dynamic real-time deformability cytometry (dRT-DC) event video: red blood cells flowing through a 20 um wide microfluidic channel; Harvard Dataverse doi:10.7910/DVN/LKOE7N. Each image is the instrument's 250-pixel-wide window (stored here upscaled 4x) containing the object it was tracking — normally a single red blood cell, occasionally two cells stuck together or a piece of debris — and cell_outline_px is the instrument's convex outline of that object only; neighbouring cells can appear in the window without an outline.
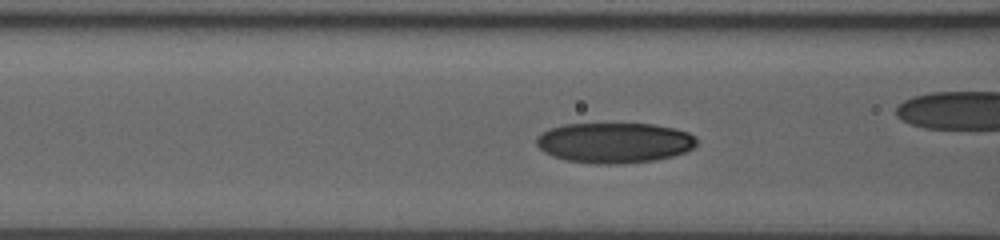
{"species": "human", "species_latin": "Homo sapiens", "temperature_condition": "room temperature", "stored_images_in_passage": 35, "camera_frame_rate_fps": 3000, "um_per_image_px": 0.085, "donor": {"sex": "male"}, "frame": {"image": 1, "passage_image": 11, "time_ms": 3.333, "image_size_px": [1000, 240], "cell_outline_px": [[696, 144], [692, 148], [684, 152], [672, 156], [656, 160], [620, 164], [592, 164], [568, 160], [552, 156], [544, 152], [536, 144], [536, 136], [540, 132], [548, 128], [564, 124], [652, 124], [676, 128], [688, 132], [696, 136]], "centroid_in_image_um": [52.2, 12.13], "position_along_channel_um": 114.4, "area_um2": 37.97}}
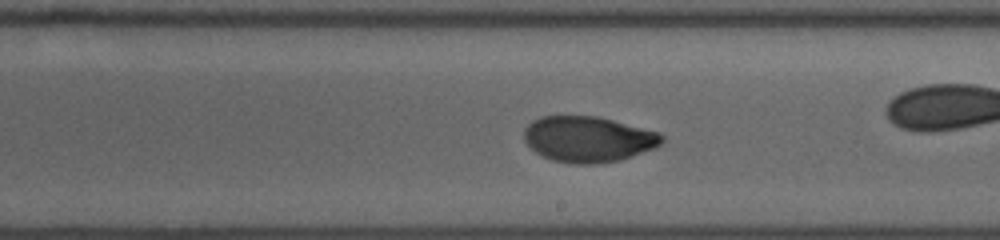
{"frame": {"image": 2, "passage_image": 20, "time_ms": 6.333, "image_size_px": [1000, 240], "cell_outline_px": [[664, 140], [656, 148], [620, 160], [600, 164], [572, 164], [552, 160], [540, 156], [524, 140], [524, 128], [532, 120], [540, 116], [596, 116], [660, 132], [664, 136]], "centroid_in_image_um": [49.99, 11.84], "position_along_channel_um": 239.0, "area_um2": 37.05}}